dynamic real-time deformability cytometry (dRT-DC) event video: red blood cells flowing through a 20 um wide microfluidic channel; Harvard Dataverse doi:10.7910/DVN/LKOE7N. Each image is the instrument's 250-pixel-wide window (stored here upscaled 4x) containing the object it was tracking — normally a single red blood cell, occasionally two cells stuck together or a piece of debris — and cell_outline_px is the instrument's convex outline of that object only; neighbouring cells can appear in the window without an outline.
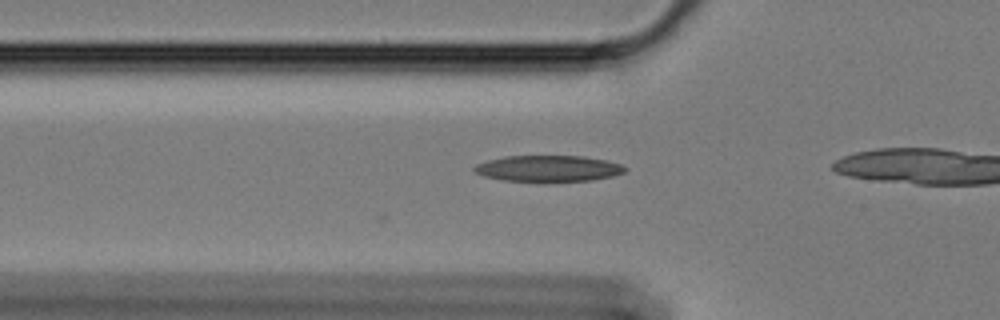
{"species": "Egyptian fruit bat (a non-hibernating species)", "species_latin": "Rousettus aegyptiacus", "temperature_condition": "cold", "stored_images_in_passage": 7, "camera_frame_rate_fps": 3000, "um_per_image_px": 0.085, "animal": {"sex": "female"}, "frame": {"image": 1, "passage_image": 2, "time_ms": 0.333, "image_size_px": [1000, 320], "cell_outline_px": [[628, 168], [624, 172], [612, 176], [592, 180], [544, 184], [504, 180], [484, 176], [476, 172], [472, 168], [476, 164], [488, 160], [504, 156], [584, 156], [604, 160], [620, 164]], "centroid_in_image_um": [46.59, 14.36], "position_along_channel_um": 79.2, "area_um2": 23.7}}
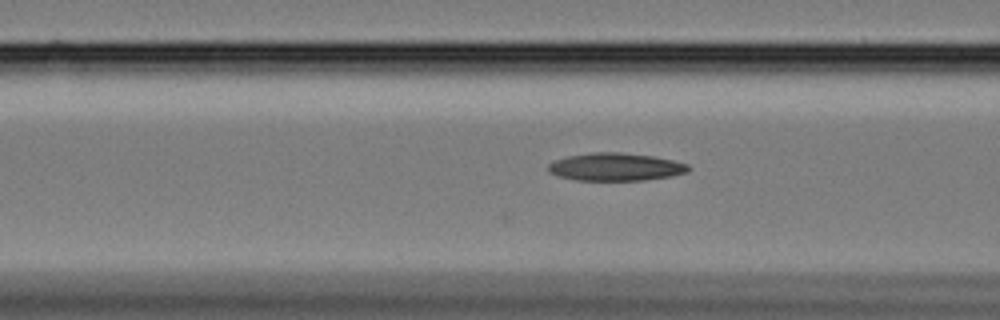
{"frame": {"image": 2, "passage_image": 5, "time_ms": 1.333, "image_size_px": [1000, 320], "cell_outline_px": [[692, 168], [688, 172], [672, 176], [644, 180], [576, 180], [556, 176], [548, 172], [548, 164], [556, 160], [568, 156], [592, 152], [620, 152], [652, 156], [672, 160], [688, 164]], "centroid_in_image_um": [52.33, 14.19], "position_along_channel_um": 114.3, "area_um2": 22.77}}